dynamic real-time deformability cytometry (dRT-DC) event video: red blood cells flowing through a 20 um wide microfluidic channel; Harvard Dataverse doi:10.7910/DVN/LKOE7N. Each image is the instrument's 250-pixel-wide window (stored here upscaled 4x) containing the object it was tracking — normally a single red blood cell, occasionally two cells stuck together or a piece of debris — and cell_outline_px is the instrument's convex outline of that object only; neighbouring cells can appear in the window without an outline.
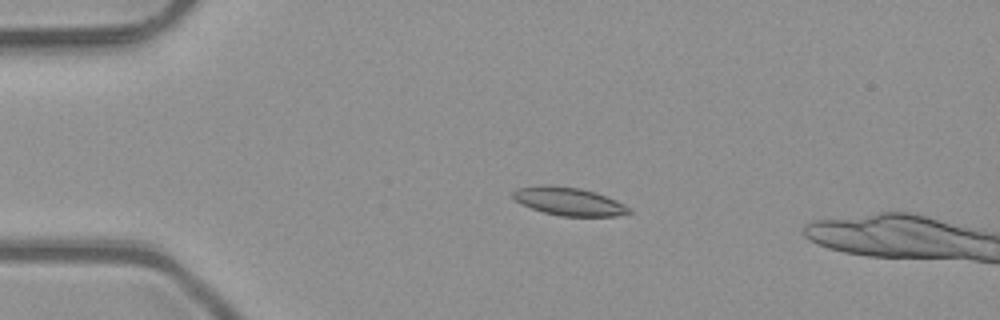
{"species": "common noctule bat (a hibernating species)", "species_latin": "Nyctalus noctula", "temperature_condition": "room temperature", "stored_images_in_passage": 5, "camera_frame_rate_fps": 3000, "um_per_image_px": 0.085, "animal": {"sex": "male", "body_mass_g": 23.1, "forearm_length_mm": 52.7}, "frame": {"image": 1, "passage_image": 4, "time_ms": 1.0, "image_size_px": [1000, 320], "cell_outline_px": [[632, 212], [616, 216], [560, 216], [544, 212], [532, 208], [516, 200], [512, 196], [512, 192], [516, 188], [544, 184], [580, 188], [596, 192], [616, 200], [632, 208]], "centroid_in_image_um": [48.38, 17.11], "position_along_channel_um": 36.6, "area_um2": 19.02}}
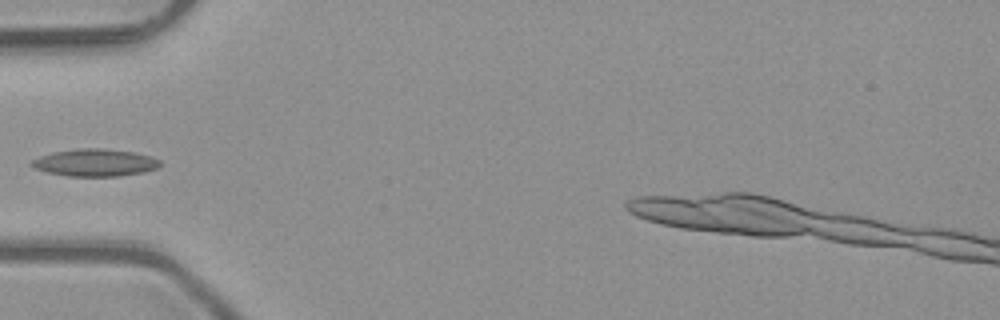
{"frame": {"image": 2, "passage_image": 5, "time_ms": 1.333, "image_size_px": [1000, 320], "cell_outline_px": [[160, 164], [156, 168], [144, 172], [120, 176], [68, 176], [48, 172], [36, 168], [28, 164], [32, 160], [40, 156], [52, 152], [80, 148], [104, 148], [132, 152], [148, 156], [160, 160]], "centroid_in_image_um": [8.05, 13.82], "position_along_channel_um": 77.0, "area_um2": 20.29}}